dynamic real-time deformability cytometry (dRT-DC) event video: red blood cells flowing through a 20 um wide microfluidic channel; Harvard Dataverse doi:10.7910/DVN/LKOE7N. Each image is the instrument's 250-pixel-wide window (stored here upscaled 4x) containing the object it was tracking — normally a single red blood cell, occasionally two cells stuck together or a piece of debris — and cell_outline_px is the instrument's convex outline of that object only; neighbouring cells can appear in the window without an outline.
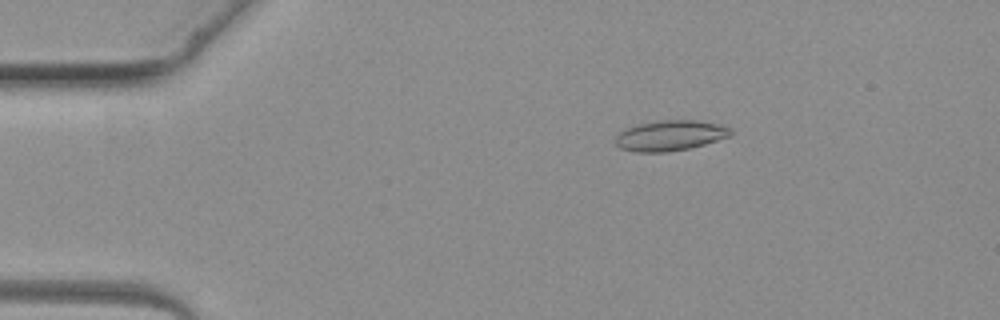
{"species": "common noctule bat (a hibernating species)", "species_latin": "Nyctalus noctula", "temperature_condition": "warm", "stored_images_in_passage": 4, "camera_frame_rate_fps": 3000, "um_per_image_px": 0.085, "animal": {"sex": "female", "body_mass_g": 19.3, "forearm_length_mm": 54.1}, "frame": {"image": 1, "passage_image": 3, "time_ms": 2.333, "image_size_px": [1000, 320], "cell_outline_px": [[732, 132], [728, 136], [692, 148], [664, 152], [636, 152], [620, 148], [616, 144], [616, 136], [624, 128], [636, 124], [656, 120], [696, 120], [720, 124], [732, 128]], "centroid_in_image_um": [56.94, 11.51], "position_along_channel_um": 28.1, "area_um2": 20.52}}